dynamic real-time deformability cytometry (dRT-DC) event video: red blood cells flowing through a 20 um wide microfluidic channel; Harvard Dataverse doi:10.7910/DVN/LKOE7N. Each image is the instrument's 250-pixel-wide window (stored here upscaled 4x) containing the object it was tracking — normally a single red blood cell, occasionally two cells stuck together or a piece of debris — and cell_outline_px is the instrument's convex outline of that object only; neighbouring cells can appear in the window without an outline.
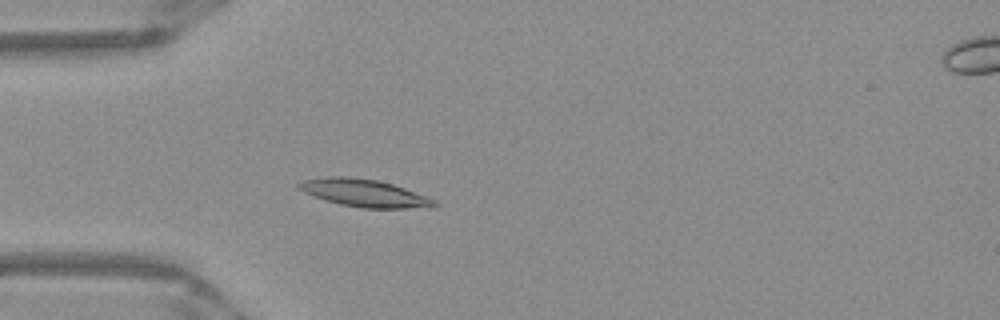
{"species": "Egyptian fruit bat (a non-hibernating species)", "species_latin": "Rousettus aegyptiacus", "temperature_condition": "warm", "stored_images_in_passage": 52, "camera_frame_rate_fps": 3000, "um_per_image_px": 0.085, "frame": {"image": 1, "passage_image": 15, "time_ms": 4.667, "image_size_px": [1000, 320], "cell_outline_px": [[440, 204], [436, 208], [360, 208], [340, 204], [324, 200], [304, 192], [296, 184], [304, 180], [328, 176], [348, 176], [376, 180], [392, 184], [404, 188], [436, 200]], "centroid_in_image_um": [31.01, 16.42], "position_along_channel_um": 54.0, "area_um2": 21.79}}
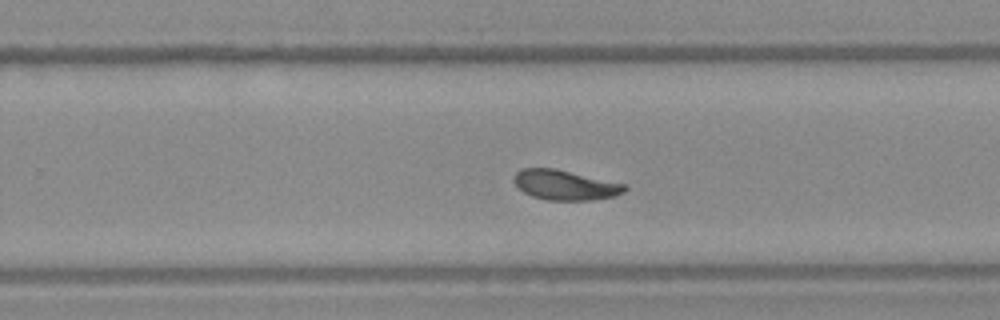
{"frame": {"image": 2, "passage_image": 33, "time_ms": 10.667, "image_size_px": [1000, 320], "cell_outline_px": [[628, 188], [624, 192], [616, 196], [592, 200], [548, 200], [532, 196], [524, 192], [512, 180], [512, 176], [520, 168], [556, 168], [628, 184]], "centroid_in_image_um": [48.06, 15.71], "position_along_channel_um": 281.7, "area_um2": 19.65}}
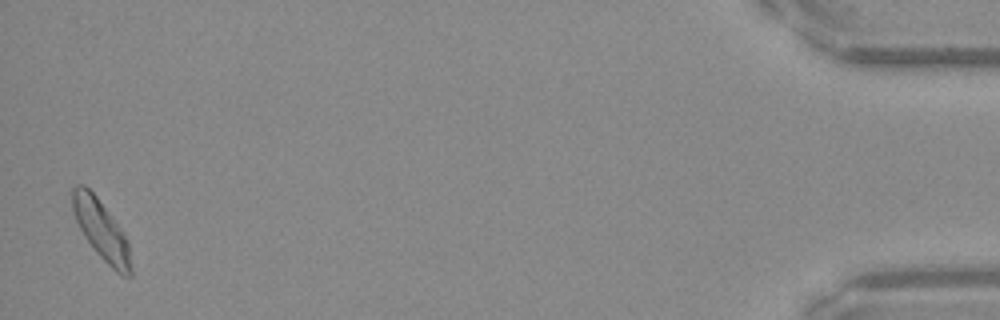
{"frame": {"image": 3, "passage_image": 51, "time_ms": 16.667, "image_size_px": [1000, 320], "cell_outline_px": [[132, 276], [124, 276], [116, 272], [96, 252], [80, 228], [76, 220], [72, 208], [72, 188], [76, 184], [84, 184], [96, 196], [124, 232], [128, 240], [132, 268]], "centroid_in_image_um": [8.63, 19.55], "position_along_channel_um": 426.6, "area_um2": 20.11}, "authors_computed_cell_mechanics": {"area_um2": 19.7098, "velocity_mm_per_s": 3.9112, "shape_relaxation_time_tau1_ms": 3.674, "shape_relaxation_time_tau2_ms": 3.0812, "deformation_change_tau1": 0.1354, "deformation_change_tau2": 0.0889}}